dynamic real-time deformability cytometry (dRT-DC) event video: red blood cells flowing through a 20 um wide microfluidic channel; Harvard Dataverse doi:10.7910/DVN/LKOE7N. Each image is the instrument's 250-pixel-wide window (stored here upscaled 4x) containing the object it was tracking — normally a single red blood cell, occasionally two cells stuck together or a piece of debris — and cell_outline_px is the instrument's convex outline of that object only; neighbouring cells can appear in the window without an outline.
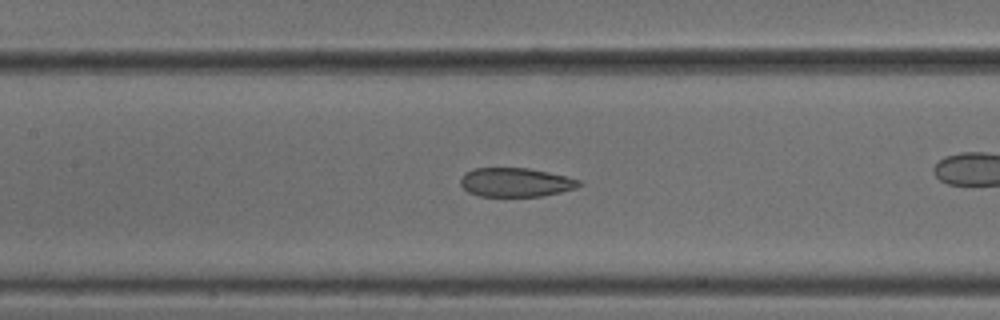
{"species": "common noctule bat (a hibernating species)", "species_latin": "Nyctalus noctula", "temperature_condition": "cold", "stored_images_in_passage": 43, "camera_frame_rate_fps": 3000, "um_per_image_px": 0.085, "animal": {"sex": "male", "body_mass_g": 18.8}, "frame": {"image": 1, "passage_image": 25, "time_ms": 8.0, "image_size_px": [1000, 320], "cell_outline_px": [[584, 184], [576, 188], [560, 192], [540, 196], [480, 196], [468, 192], [460, 184], [460, 180], [464, 172], [472, 168], [528, 168], [548, 172], [580, 180]], "centroid_in_image_um": [43.81, 15.49], "position_along_channel_um": 163.6, "area_um2": 20.0}}
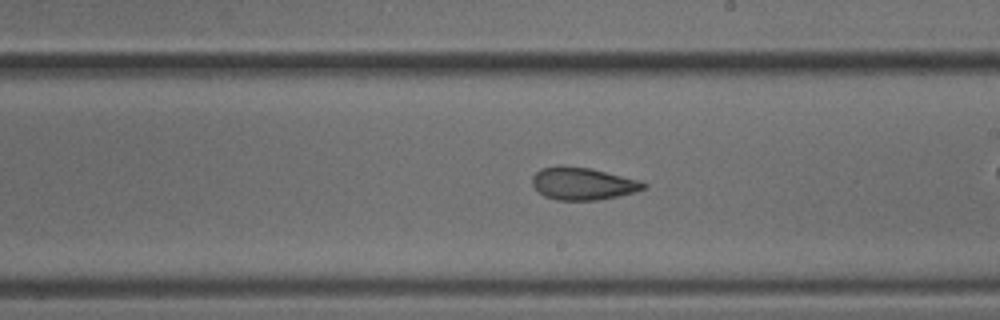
{"frame": {"image": 2, "passage_image": 31, "time_ms": 10.0, "image_size_px": [1000, 320], "cell_outline_px": [[648, 188], [636, 192], [596, 200], [556, 200], [544, 196], [532, 184], [532, 176], [540, 168], [556, 164], [560, 164], [588, 168], [640, 180], [648, 184]], "centroid_in_image_um": [49.53, 15.59], "position_along_channel_um": 239.5, "area_um2": 21.21}}